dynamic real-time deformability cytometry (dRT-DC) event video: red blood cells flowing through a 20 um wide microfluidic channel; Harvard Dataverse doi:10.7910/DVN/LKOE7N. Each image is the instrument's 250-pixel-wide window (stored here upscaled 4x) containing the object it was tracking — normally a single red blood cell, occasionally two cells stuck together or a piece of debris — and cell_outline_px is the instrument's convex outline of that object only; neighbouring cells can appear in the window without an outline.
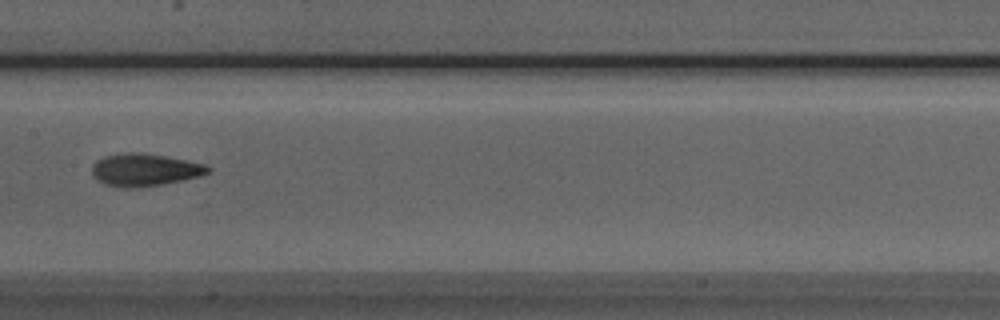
{"species": "Egyptian fruit bat (a non-hibernating species)", "species_latin": "Rousettus aegyptiacus", "temperature_condition": "room temperature", "stored_images_in_passage": 8, "camera_frame_rate_fps": 3000, "um_per_image_px": 0.085, "animal": {"sex": "male"}, "frame": {"image": 1, "passage_image": 7, "time_ms": 7.667, "image_size_px": [1000, 320], "cell_outline_px": [[212, 172], [200, 176], [164, 184], [132, 188], [124, 188], [104, 184], [96, 180], [92, 176], [92, 164], [96, 160], [104, 156], [128, 152], [140, 152], [164, 156], [204, 164], [212, 168]], "centroid_in_image_um": [12.27, 14.44], "position_along_channel_um": 195.1, "area_um2": 22.08}}
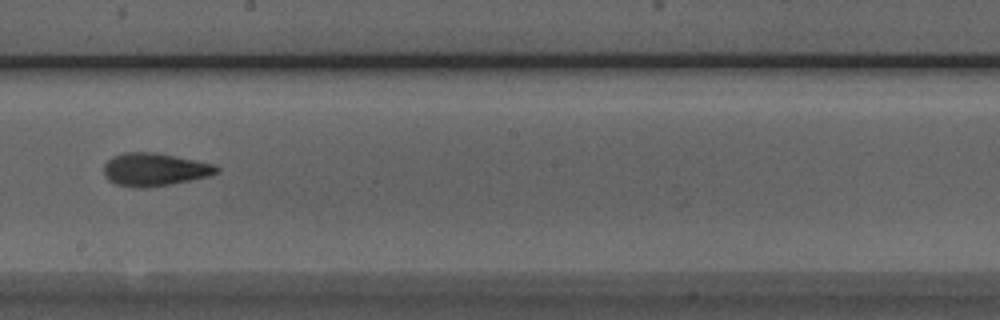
{"frame": {"image": 2, "passage_image": 8, "time_ms": 8.667, "image_size_px": [1000, 320], "cell_outline_px": [[220, 172], [208, 176], [172, 184], [144, 188], [136, 188], [116, 184], [108, 180], [104, 176], [104, 164], [112, 156], [124, 152], [156, 152], [216, 164], [220, 168]], "centroid_in_image_um": [13.15, 14.4], "position_along_channel_um": 235.1, "area_um2": 21.91}}